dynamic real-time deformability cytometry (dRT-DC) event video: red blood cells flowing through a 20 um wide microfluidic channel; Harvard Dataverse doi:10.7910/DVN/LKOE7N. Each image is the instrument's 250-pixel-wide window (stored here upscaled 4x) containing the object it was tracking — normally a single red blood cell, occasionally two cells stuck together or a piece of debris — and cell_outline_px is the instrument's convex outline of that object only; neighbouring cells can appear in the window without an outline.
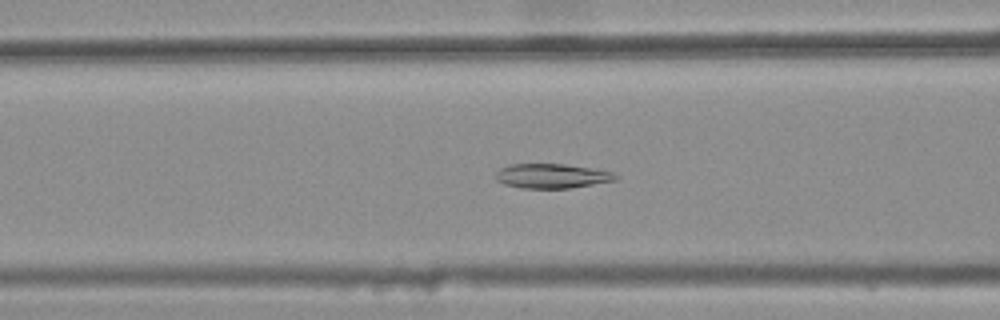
{"species": "common noctule bat (a hibernating species)", "species_latin": "Nyctalus noctula", "temperature_condition": "warm", "stored_images_in_passage": 29, "camera_frame_rate_fps": 3000, "um_per_image_px": 0.085, "animal": {"sex": "female", "body_mass_g": 25.1}, "frame": {"image": 1, "passage_image": 5, "time_ms": 1.333, "image_size_px": [1000, 320], "cell_outline_px": [[620, 176], [616, 180], [568, 188], [520, 188], [504, 184], [496, 180], [492, 176], [500, 168], [508, 164], [564, 164], [592, 168], [612, 172]], "centroid_in_image_um": [46.85, 14.95], "position_along_channel_um": 119.7, "area_um2": 17.22}}
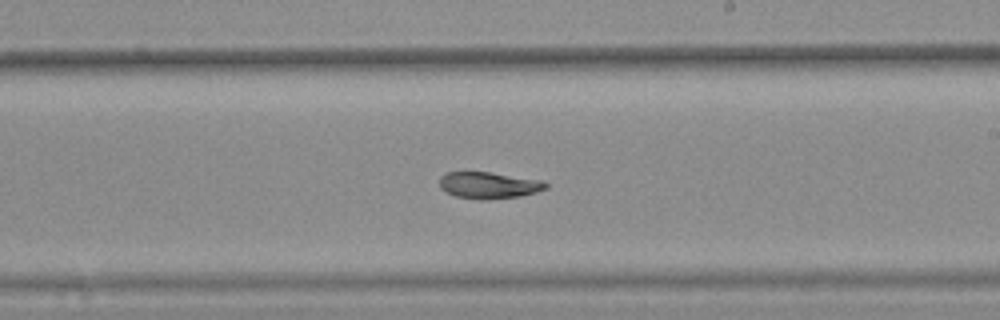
{"frame": {"image": 2, "passage_image": 15, "time_ms": 4.667, "image_size_px": [1000, 320], "cell_outline_px": [[548, 188], [536, 192], [520, 196], [484, 200], [480, 200], [456, 196], [444, 192], [440, 188], [440, 176], [444, 172], [488, 172], [544, 180], [548, 184]], "centroid_in_image_um": [41.54, 15.74], "position_along_channel_um": 247.5, "area_um2": 16.65}}
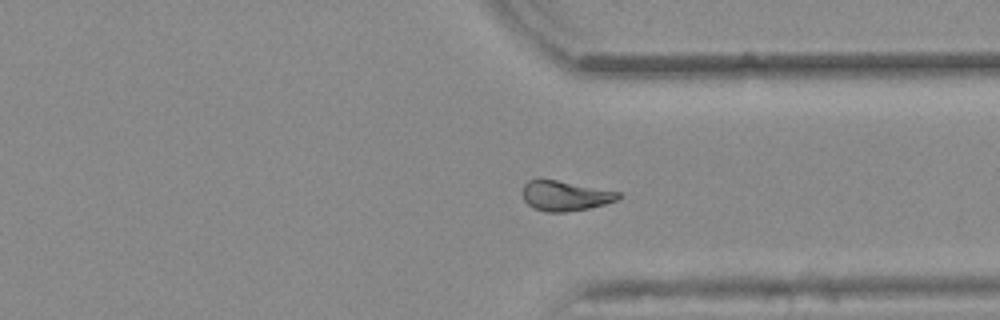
{"frame": {"image": 3, "passage_image": 24, "time_ms": 7.667, "image_size_px": [1000, 320], "cell_outline_px": [[620, 196], [616, 200], [604, 204], [588, 208], [564, 212], [548, 212], [532, 208], [524, 200], [520, 192], [524, 184], [528, 180], [556, 180], [620, 192]], "centroid_in_image_um": [47.97, 16.65], "position_along_channel_um": 363.4, "area_um2": 16.59}}